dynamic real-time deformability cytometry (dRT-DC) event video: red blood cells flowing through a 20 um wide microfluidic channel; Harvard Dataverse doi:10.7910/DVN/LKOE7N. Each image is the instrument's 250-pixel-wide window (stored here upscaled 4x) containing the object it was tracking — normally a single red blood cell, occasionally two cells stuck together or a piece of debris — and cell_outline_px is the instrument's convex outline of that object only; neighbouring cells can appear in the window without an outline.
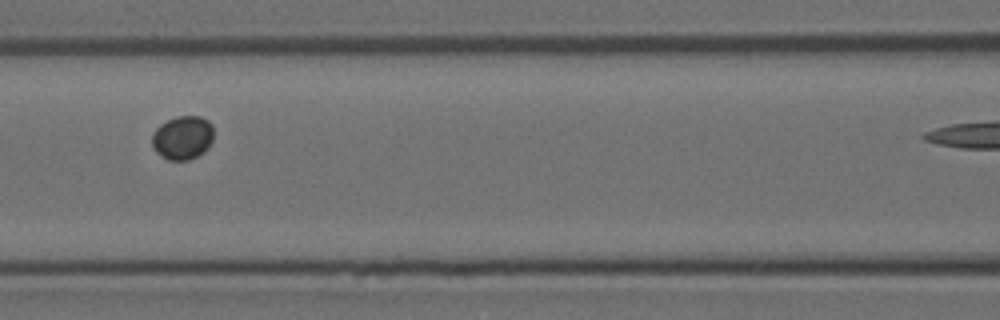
{"species": "Egyptian fruit bat (a non-hibernating species)", "species_latin": "Rousettus aegyptiacus", "temperature_condition": "room temperature", "stored_images_in_passage": 6, "camera_frame_rate_fps": 3000, "um_per_image_px": 0.085, "animal": {"sex": "female"}, "frame": {"image": 1, "passage_image": 5, "time_ms": 1.333, "image_size_px": [1000, 320], "cell_outline_px": [[212, 140], [208, 148], [204, 152], [188, 160], [168, 160], [160, 156], [152, 148], [152, 132], [160, 124], [176, 116], [200, 116], [208, 120], [212, 124]], "centroid_in_image_um": [15.5, 11.7], "position_along_channel_um": 151.1, "area_um2": 15.84}}